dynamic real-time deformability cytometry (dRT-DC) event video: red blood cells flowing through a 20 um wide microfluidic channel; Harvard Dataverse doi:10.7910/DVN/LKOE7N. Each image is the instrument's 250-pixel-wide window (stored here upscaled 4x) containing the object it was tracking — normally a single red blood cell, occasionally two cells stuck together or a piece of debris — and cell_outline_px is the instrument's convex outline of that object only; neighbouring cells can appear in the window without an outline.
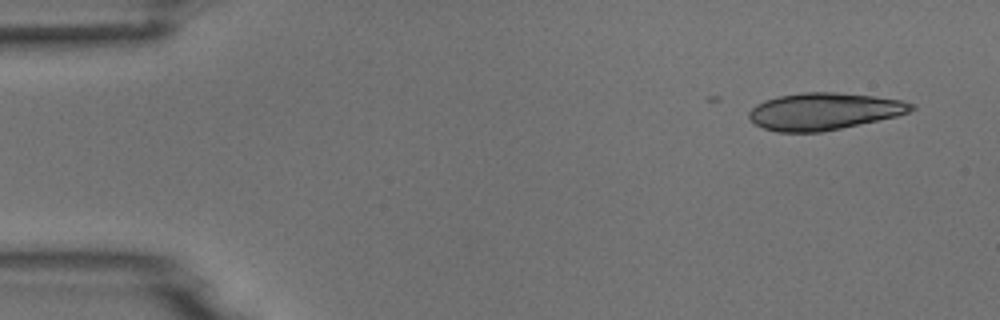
{"species": "common noctule bat (a hibernating species)", "species_latin": "Nyctalus noctula", "temperature_condition": "room temperature", "stored_images_in_passage": 4, "camera_frame_rate_fps": 3000, "um_per_image_px": 0.085, "animal": {"sex": "male", "body_mass_g": 18.8}, "frame": {"image": 1, "passage_image": 1, "time_ms": 0.0, "image_size_px": [1000, 320], "cell_outline_px": [[916, 108], [908, 112], [896, 116], [840, 128], [820, 132], [776, 132], [764, 128], [756, 124], [748, 116], [748, 112], [756, 104], [764, 100], [780, 96], [804, 92], [836, 92], [872, 96], [900, 100], [916, 104]], "centroid_in_image_um": [70.02, 9.46], "position_along_channel_um": 15.0, "area_um2": 34.74}}